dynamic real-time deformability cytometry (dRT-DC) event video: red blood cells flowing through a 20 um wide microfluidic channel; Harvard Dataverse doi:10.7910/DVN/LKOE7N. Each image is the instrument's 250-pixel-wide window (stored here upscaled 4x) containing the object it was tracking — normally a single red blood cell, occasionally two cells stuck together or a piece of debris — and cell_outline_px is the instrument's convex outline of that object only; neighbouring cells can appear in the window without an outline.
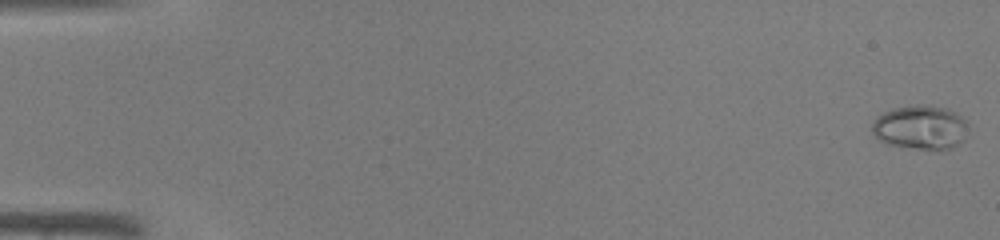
{"species": "common noctule bat (a hibernating species)", "species_latin": "Nyctalus noctula", "temperature_condition": "warm", "stored_images_in_passage": 45, "camera_frame_rate_fps": 3000, "um_per_image_px": 0.085, "animal": {"sex": "male", "body_mass_g": 19.0, "forearm_length_mm": 50.8}, "frame": {"image": 1, "passage_image": 1, "time_ms": 0.0, "image_size_px": [1000, 240], "cell_outline_px": [[968, 120], [964, 140], [952, 148], [916, 148], [888, 144], [880, 140], [872, 132], [872, 124], [876, 116], [892, 108], [916, 104], [928, 104], [948, 108], [956, 112]], "centroid_in_image_um": [78.25, 10.78], "position_along_channel_um": 6.7, "area_um2": 24.8}}
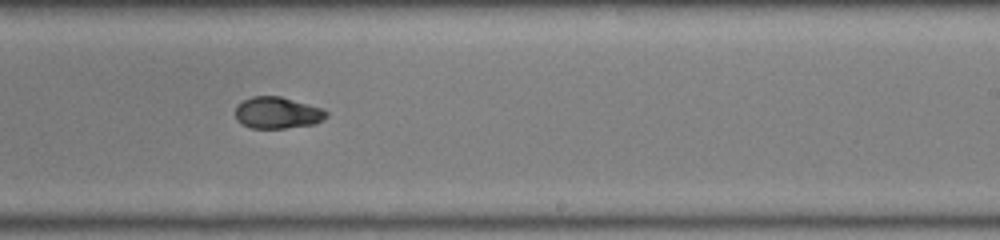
{"frame": {"image": 2, "passage_image": 29, "time_ms": 9.333, "image_size_px": [1000, 240], "cell_outline_px": [[328, 116], [324, 120], [316, 124], [284, 128], [252, 128], [240, 124], [236, 120], [236, 104], [252, 96], [280, 96], [324, 108], [328, 112]], "centroid_in_image_um": [23.6, 9.59], "position_along_channel_um": 265.4, "area_um2": 17.05}}
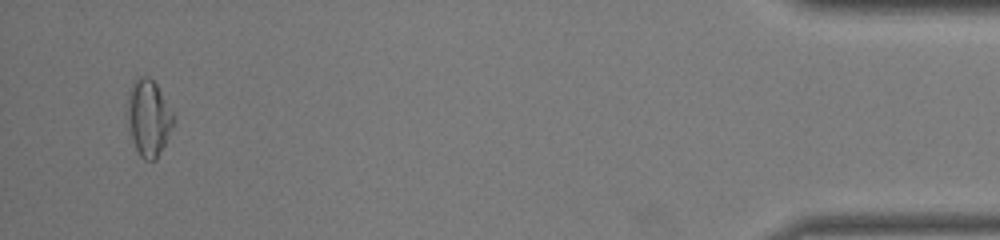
{"frame": {"image": 3, "passage_image": 44, "time_ms": 14.333, "image_size_px": [1000, 240], "cell_outline_px": [[176, 120], [156, 160], [144, 160], [140, 156], [136, 148], [132, 136], [128, 120], [128, 92], [136, 76], [148, 76], [156, 84], [176, 116]], "centroid_in_image_um": [12.66, 9.99], "position_along_channel_um": 422.5, "area_um2": 20.35}}